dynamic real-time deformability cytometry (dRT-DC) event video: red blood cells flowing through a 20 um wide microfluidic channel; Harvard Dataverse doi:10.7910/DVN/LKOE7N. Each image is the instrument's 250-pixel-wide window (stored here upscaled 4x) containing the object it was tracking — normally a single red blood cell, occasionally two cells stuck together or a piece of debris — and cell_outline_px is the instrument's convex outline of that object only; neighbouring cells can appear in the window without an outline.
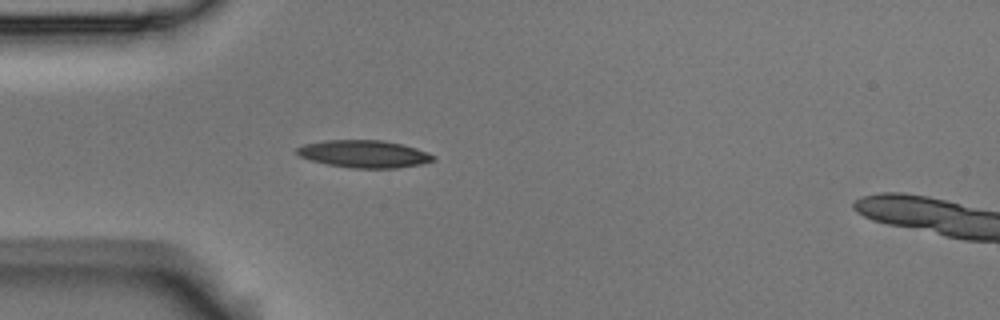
{"species": "Egyptian fruit bat (a non-hibernating species)", "species_latin": "Rousettus aegyptiacus", "temperature_condition": "room temperature", "stored_images_in_passage": 5, "camera_frame_rate_fps": 3000, "um_per_image_px": 0.085, "animal": {"sex": "male"}, "frame": {"image": 1, "passage_image": 4, "time_ms": 1.0, "image_size_px": [1000, 320], "cell_outline_px": [[436, 160], [420, 164], [396, 168], [352, 168], [328, 164], [312, 160], [300, 156], [296, 152], [296, 148], [304, 144], [324, 140], [384, 140], [416, 148], [428, 152], [436, 156]], "centroid_in_image_um": [30.97, 13.08], "position_along_channel_um": 54.0, "area_um2": 21.73}}